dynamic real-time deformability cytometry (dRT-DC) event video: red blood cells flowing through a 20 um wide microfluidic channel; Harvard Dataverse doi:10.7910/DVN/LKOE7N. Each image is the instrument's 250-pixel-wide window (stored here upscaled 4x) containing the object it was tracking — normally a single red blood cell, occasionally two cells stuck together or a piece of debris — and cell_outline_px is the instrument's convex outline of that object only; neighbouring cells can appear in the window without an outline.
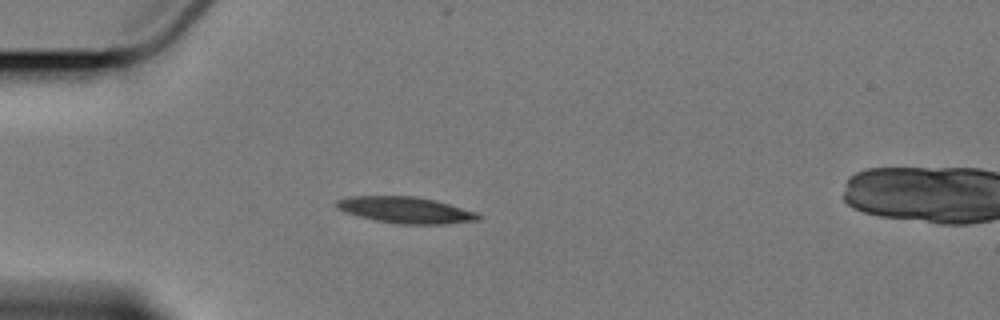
{"species": "Egyptian fruit bat (a non-hibernating species)", "species_latin": "Rousettus aegyptiacus", "temperature_condition": "cold", "stored_images_in_passage": 2, "camera_frame_rate_fps": 3000, "um_per_image_px": 0.085, "animal": {"sex": "female"}, "frame": {"image": 1, "passage_image": 1, "time_ms": 0.0, "image_size_px": [1000, 320], "cell_outline_px": [[484, 216], [480, 220], [444, 224], [400, 224], [376, 220], [344, 212], [336, 208], [336, 200], [352, 196], [412, 196], [436, 200], [476, 212]], "centroid_in_image_um": [34.51, 17.85], "position_along_channel_um": 50.5, "area_um2": 21.73}}